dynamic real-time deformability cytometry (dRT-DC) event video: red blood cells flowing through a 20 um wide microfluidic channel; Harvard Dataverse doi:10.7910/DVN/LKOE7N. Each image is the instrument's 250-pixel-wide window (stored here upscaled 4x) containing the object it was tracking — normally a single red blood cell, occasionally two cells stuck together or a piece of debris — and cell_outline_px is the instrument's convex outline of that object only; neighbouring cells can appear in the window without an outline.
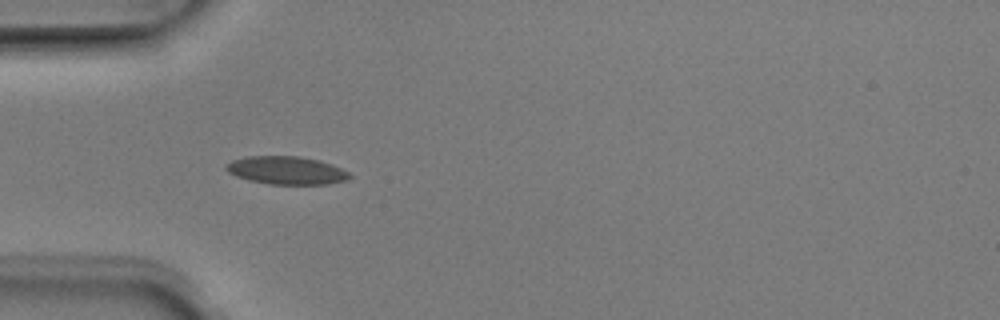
{"species": "Egyptian fruit bat (a non-hibernating species)", "species_latin": "Rousettus aegyptiacus", "temperature_condition": "room temperature", "stored_images_in_passage": 6, "camera_frame_rate_fps": 3000, "um_per_image_px": 0.085, "animal": {"sex": "male"}, "frame": {"image": 1, "passage_image": 5, "time_ms": 1.333, "image_size_px": [1000, 320], "cell_outline_px": [[352, 176], [348, 180], [328, 184], [268, 184], [248, 180], [236, 176], [228, 172], [224, 168], [224, 164], [232, 160], [248, 156], [300, 156], [320, 160], [340, 168], [348, 172]], "centroid_in_image_um": [24.32, 14.48], "position_along_channel_um": 60.7, "area_um2": 20.29}}
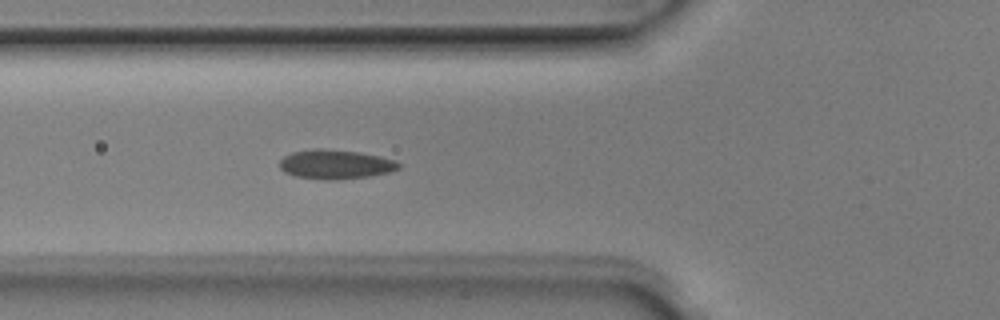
{"frame": {"image": 2, "passage_image": 6, "time_ms": 1.667, "image_size_px": [1000, 320], "cell_outline_px": [[400, 168], [392, 172], [372, 176], [336, 180], [328, 180], [296, 176], [284, 172], [280, 168], [280, 160], [284, 156], [292, 152], [312, 148], [324, 148], [360, 152], [380, 156], [396, 160], [400, 164]], "centroid_in_image_um": [28.55, 13.96], "position_along_channel_um": 97.3, "area_um2": 20.63}}